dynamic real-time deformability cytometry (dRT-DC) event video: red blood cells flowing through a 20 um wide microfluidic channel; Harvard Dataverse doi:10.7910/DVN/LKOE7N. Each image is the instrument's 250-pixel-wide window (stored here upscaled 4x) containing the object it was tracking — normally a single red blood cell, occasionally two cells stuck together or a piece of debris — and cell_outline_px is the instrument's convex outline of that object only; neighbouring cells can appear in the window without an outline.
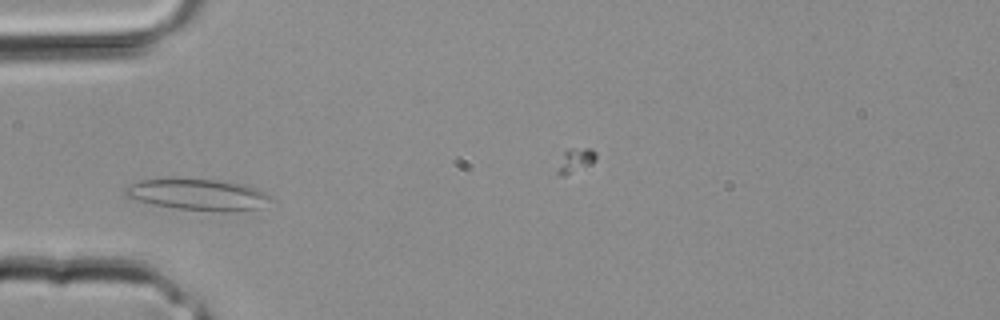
{"species": "common noctule bat (a hibernating species)", "species_latin": "Nyctalus noctula", "temperature_condition": "room temperature", "stored_images_in_passage": 4, "camera_frame_rate_fps": 3000, "um_per_image_px": 0.085, "animal": {"sex": "male", "body_mass_g": 20.4}, "frame": {"image": 1, "passage_image": 3, "time_ms": 0.667, "image_size_px": [1000, 320], "cell_outline_px": [[272, 196], [260, 208], [232, 212], [224, 212], [180, 208], [156, 204], [124, 196], [124, 188], [140, 180], [168, 176], [180, 176], [224, 180], [244, 184], [268, 192]], "centroid_in_image_um": [16.83, 16.48], "position_along_channel_um": 68.2, "area_um2": 27.34}}